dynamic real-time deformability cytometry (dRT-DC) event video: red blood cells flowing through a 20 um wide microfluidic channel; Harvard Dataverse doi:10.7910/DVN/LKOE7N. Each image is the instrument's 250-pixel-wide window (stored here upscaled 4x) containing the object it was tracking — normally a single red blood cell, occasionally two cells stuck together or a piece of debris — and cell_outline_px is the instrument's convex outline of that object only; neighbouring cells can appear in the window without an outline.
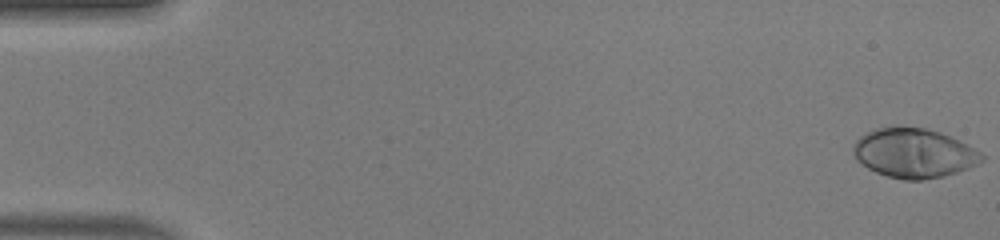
{"species": "human", "species_latin": "Homo sapiens", "temperature_condition": "warm", "stored_images_in_passage": 49, "camera_frame_rate_fps": 3000, "um_per_image_px": 0.085, "donor": {"sex": "male"}, "frame": {"image": 1, "passage_image": 1, "time_ms": 0.0, "image_size_px": [1000, 240], "cell_outline_px": [[984, 160], [968, 168], [944, 176], [920, 180], [904, 180], [888, 176], [876, 172], [868, 168], [856, 160], [852, 152], [852, 144], [860, 136], [876, 128], [896, 124], [924, 128], [940, 132], [980, 152], [984, 156]], "centroid_in_image_um": [77.61, 12.99], "position_along_channel_um": 7.4, "area_um2": 37.11}}
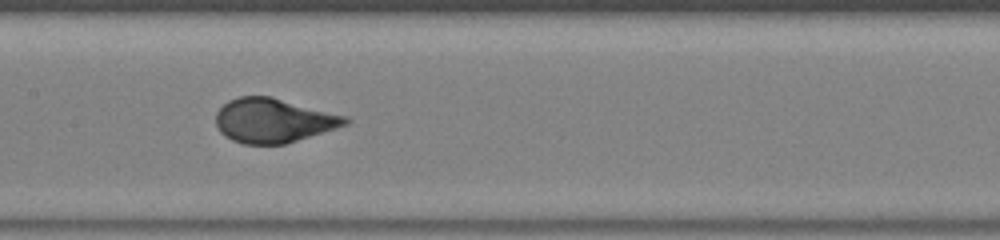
{"frame": {"image": 2, "passage_image": 25, "time_ms": 8.0, "image_size_px": [1000, 240], "cell_outline_px": [[352, 120], [348, 124], [336, 128], [284, 144], [244, 144], [232, 140], [224, 136], [220, 132], [216, 124], [216, 112], [228, 100], [240, 96], [272, 96], [348, 116]], "centroid_in_image_um": [23.25, 10.23], "position_along_channel_um": 184.2, "area_um2": 33.52}}
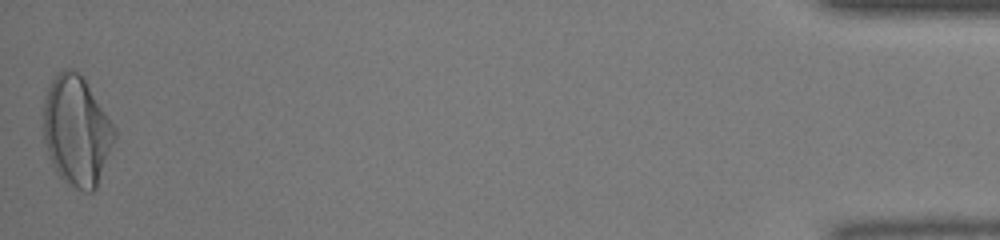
{"frame": {"image": 3, "passage_image": 49, "time_ms": 16.0, "image_size_px": [1000, 240], "cell_outline_px": [[116, 136], [96, 188], [92, 192], [84, 192], [76, 188], [64, 180], [60, 176], [48, 156], [44, 140], [44, 100], [48, 88], [52, 80], [64, 68], [72, 68], [84, 76], [116, 128]], "centroid_in_image_um": [6.53, 11.09], "position_along_channel_um": 428.7, "area_um2": 45.43}, "authors_computed_cell_mechanics": {"area_um2": 34.7378, "velocity_mm_per_s": 4.2297, "shape_relaxation_time_tau1_ms": 3.3763, "shape_relaxation_time_tau2_ms": null, "deformation_change_tau1": 0.2071, "deformation_change_tau2": null}}